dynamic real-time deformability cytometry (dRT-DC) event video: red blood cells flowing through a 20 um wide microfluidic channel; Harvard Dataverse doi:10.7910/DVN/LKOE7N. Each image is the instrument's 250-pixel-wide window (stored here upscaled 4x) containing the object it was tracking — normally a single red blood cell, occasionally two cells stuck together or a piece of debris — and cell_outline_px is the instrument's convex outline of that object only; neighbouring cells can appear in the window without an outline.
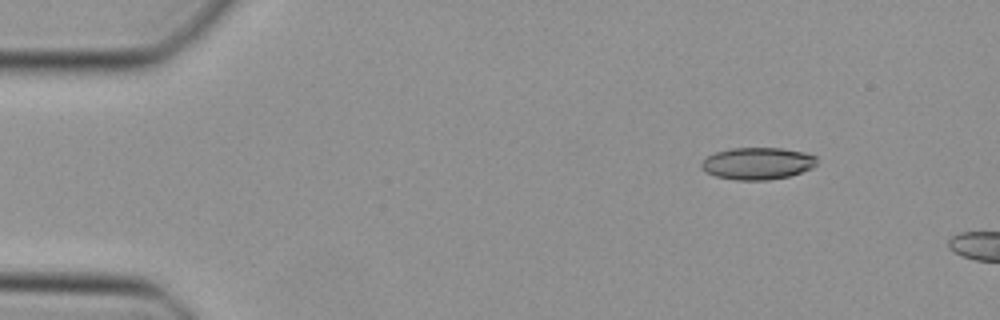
{"species": "Egyptian fruit bat (a non-hibernating species)", "species_latin": "Rousettus aegyptiacus", "temperature_condition": "cold", "stored_images_in_passage": 45, "camera_frame_rate_fps": 3000, "um_per_image_px": 0.085, "animal": {"sex": "female"}, "frame": {"image": 1, "passage_image": 6, "time_ms": 1.667, "image_size_px": [1000, 320], "cell_outline_px": [[816, 164], [812, 168], [788, 176], [768, 180], [736, 180], [716, 176], [704, 172], [700, 168], [700, 164], [708, 156], [716, 152], [732, 148], [784, 148], [804, 152], [816, 156]], "centroid_in_image_um": [64.37, 13.89], "position_along_channel_um": 20.6, "area_um2": 21.56}}
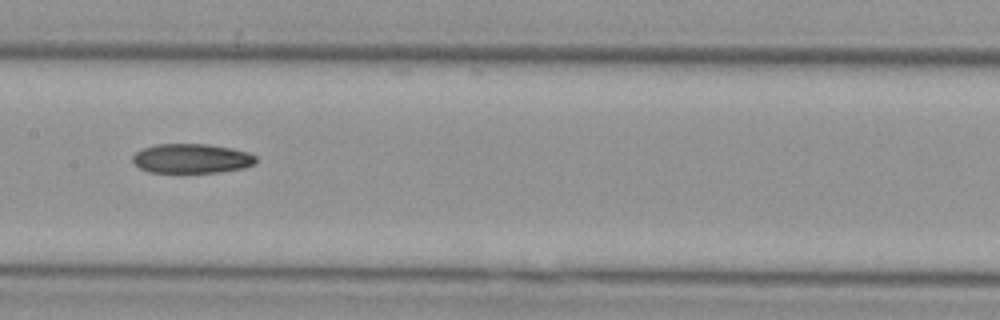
{"frame": {"image": 2, "passage_image": 24, "time_ms": 7.667, "image_size_px": [1000, 320], "cell_outline_px": [[256, 164], [244, 168], [220, 172], [180, 176], [148, 172], [140, 168], [132, 160], [132, 156], [136, 152], [144, 148], [156, 144], [208, 144], [232, 148], [248, 152], [256, 156]], "centroid_in_image_um": [16.28, 13.53], "position_along_channel_um": 191.1, "area_um2": 22.25}}
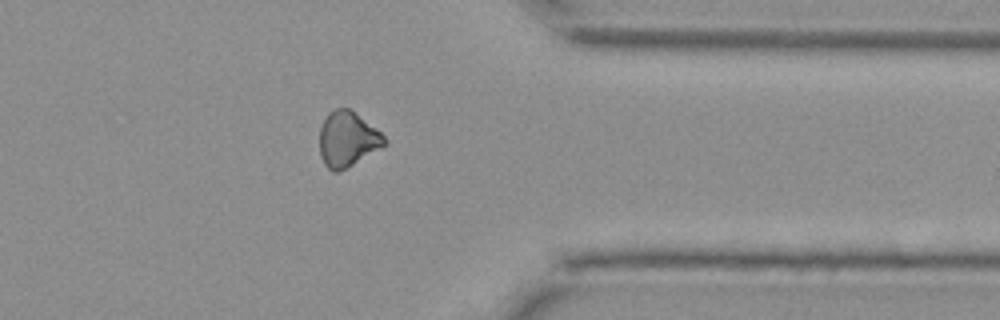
{"frame": {"image": 3, "passage_image": 38, "time_ms": 12.333, "image_size_px": [1000, 320], "cell_outline_px": [[388, 144], [352, 164], [336, 172], [332, 172], [324, 164], [320, 156], [320, 128], [328, 112], [336, 108], [348, 108], [376, 128], [388, 140]], "centroid_in_image_um": [29.53, 11.83], "position_along_channel_um": 381.9, "area_um2": 20.63}}